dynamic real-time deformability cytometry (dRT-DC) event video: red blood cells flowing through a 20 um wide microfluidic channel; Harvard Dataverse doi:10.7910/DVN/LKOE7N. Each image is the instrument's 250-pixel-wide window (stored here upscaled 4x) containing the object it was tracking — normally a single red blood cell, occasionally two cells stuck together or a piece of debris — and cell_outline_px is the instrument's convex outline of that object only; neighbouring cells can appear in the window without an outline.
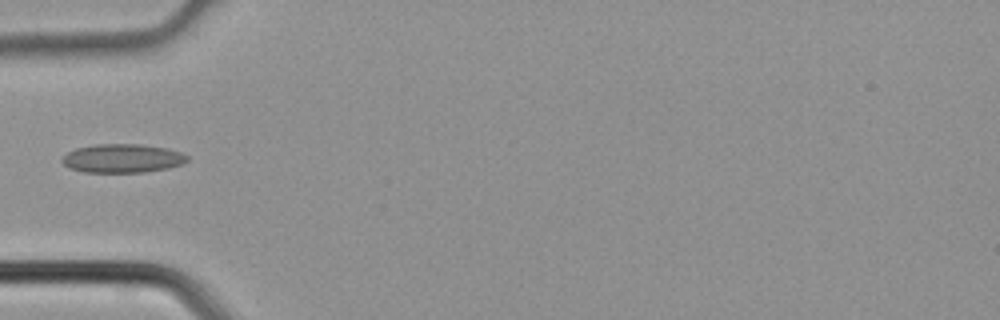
{"species": "common noctule bat (a hibernating species)", "species_latin": "Nyctalus noctula", "temperature_condition": "cold", "stored_images_in_passage": 2, "camera_frame_rate_fps": 3000, "um_per_image_px": 0.085, "animal": {"sex": "male", "body_mass_g": 21.5, "forearm_length_mm": 52.0}, "frame": {"image": 1, "passage_image": 2, "time_ms": 0.333, "image_size_px": [1000, 320], "cell_outline_px": [[188, 160], [184, 164], [168, 168], [144, 172], [84, 172], [68, 168], [60, 160], [68, 152], [76, 148], [96, 144], [140, 144], [164, 148], [180, 152], [188, 156]], "centroid_in_image_um": [10.4, 13.46], "position_along_channel_um": 74.6, "area_um2": 20.92}}